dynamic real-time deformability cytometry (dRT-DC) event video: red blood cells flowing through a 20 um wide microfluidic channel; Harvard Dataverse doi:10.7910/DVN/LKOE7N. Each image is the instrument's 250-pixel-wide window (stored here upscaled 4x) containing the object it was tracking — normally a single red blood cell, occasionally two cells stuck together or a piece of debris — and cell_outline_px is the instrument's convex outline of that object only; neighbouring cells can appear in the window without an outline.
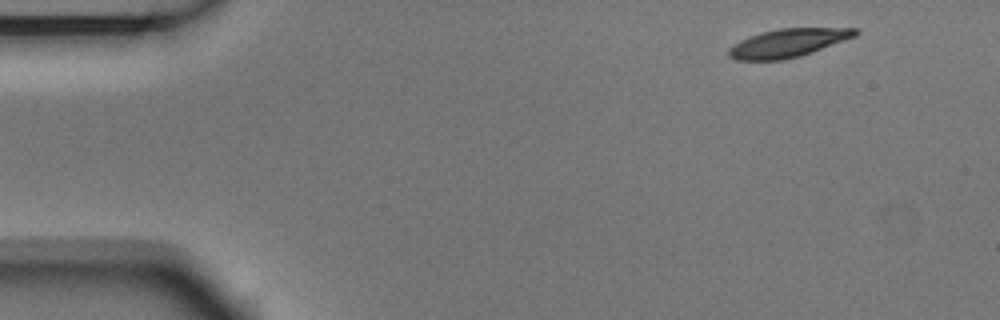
{"species": "Egyptian fruit bat (a non-hibernating species)", "species_latin": "Rousettus aegyptiacus", "temperature_condition": "room temperature", "stored_images_in_passage": 5, "camera_frame_rate_fps": 3000, "um_per_image_px": 0.085, "animal": {"sex": "male"}, "frame": {"image": 1, "passage_image": 1, "time_ms": 0.0, "image_size_px": [1000, 320], "cell_outline_px": [[860, 32], [856, 36], [812, 52], [800, 56], [784, 60], [736, 60], [728, 56], [728, 48], [740, 40], [764, 32], [780, 28], [856, 28]], "centroid_in_image_um": [66.99, 3.66], "position_along_channel_um": 18.0, "area_um2": 20.75}}
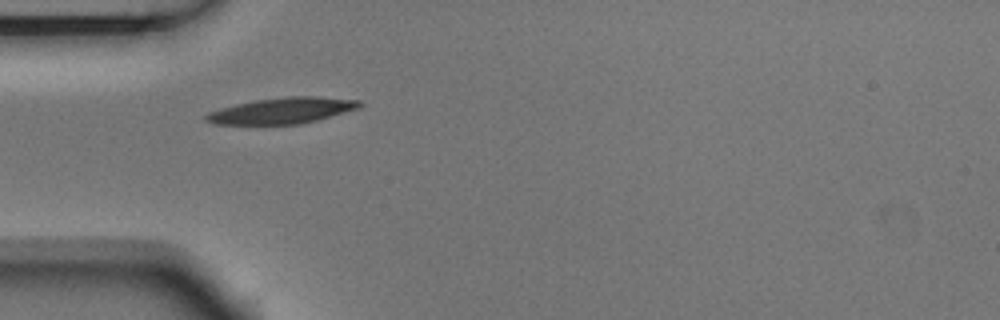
{"frame": {"image": 2, "passage_image": 4, "time_ms": 1.0, "image_size_px": [1000, 320], "cell_outline_px": [[364, 104], [360, 108], [316, 120], [300, 124], [212, 124], [204, 120], [204, 116], [208, 112], [220, 108], [236, 104], [256, 100], [288, 96], [316, 96], [360, 100]], "centroid_in_image_um": [23.98, 9.4], "position_along_channel_um": 61.0, "area_um2": 23.29}}
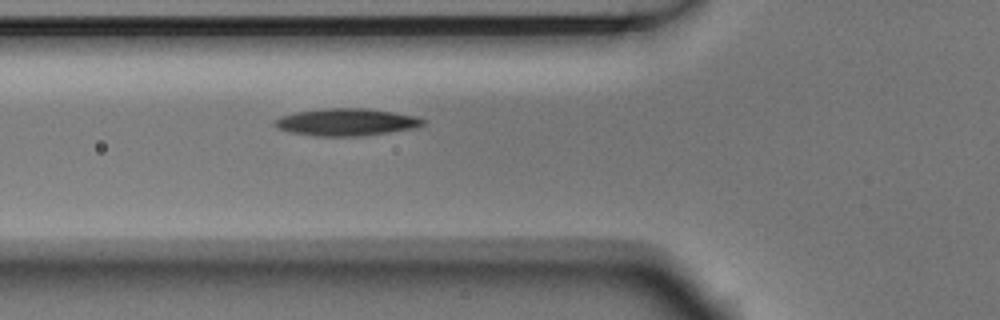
{"frame": {"image": 3, "passage_image": 5, "time_ms": 1.333, "image_size_px": [1000, 320], "cell_outline_px": [[424, 124], [412, 128], [388, 132], [360, 136], [316, 136], [288, 132], [276, 128], [276, 120], [280, 116], [296, 112], [324, 108], [368, 108], [416, 116], [424, 120]], "centroid_in_image_um": [29.41, 10.37], "position_along_channel_um": 96.4, "area_um2": 23.35}}